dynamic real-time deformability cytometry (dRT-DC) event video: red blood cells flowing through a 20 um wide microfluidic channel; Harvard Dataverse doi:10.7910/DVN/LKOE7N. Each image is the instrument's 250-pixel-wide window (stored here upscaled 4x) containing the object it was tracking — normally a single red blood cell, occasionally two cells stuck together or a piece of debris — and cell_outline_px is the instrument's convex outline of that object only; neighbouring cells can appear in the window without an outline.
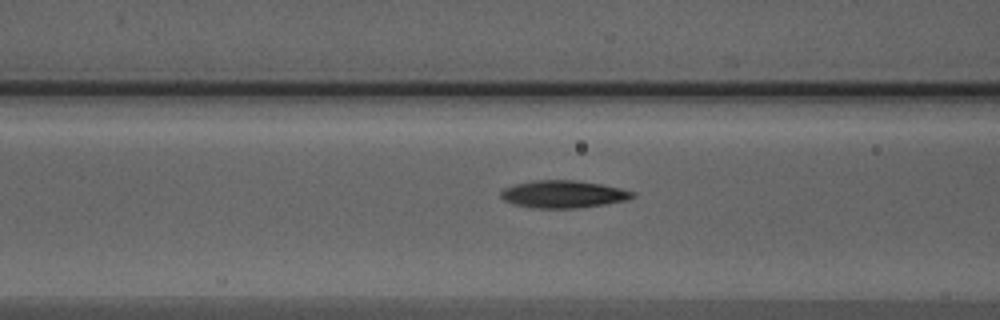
{"species": "Egyptian fruit bat (a non-hibernating species)", "species_latin": "Rousettus aegyptiacus", "temperature_condition": "warm", "stored_images_in_passage": 8, "camera_frame_rate_fps": 3000, "um_per_image_px": 0.085, "animal": {"sex": "male"}, "frame": {"image": 1, "passage_image": 7, "time_ms": 2.0, "image_size_px": [1000, 320], "cell_outline_px": [[636, 196], [624, 200], [604, 204], [576, 208], [536, 208], [516, 204], [504, 200], [500, 196], [500, 192], [504, 188], [516, 184], [536, 180], [576, 180], [600, 184], [620, 188], [636, 192]], "centroid_in_image_um": [47.89, 16.5], "position_along_channel_um": 118.7, "area_um2": 20.81}}